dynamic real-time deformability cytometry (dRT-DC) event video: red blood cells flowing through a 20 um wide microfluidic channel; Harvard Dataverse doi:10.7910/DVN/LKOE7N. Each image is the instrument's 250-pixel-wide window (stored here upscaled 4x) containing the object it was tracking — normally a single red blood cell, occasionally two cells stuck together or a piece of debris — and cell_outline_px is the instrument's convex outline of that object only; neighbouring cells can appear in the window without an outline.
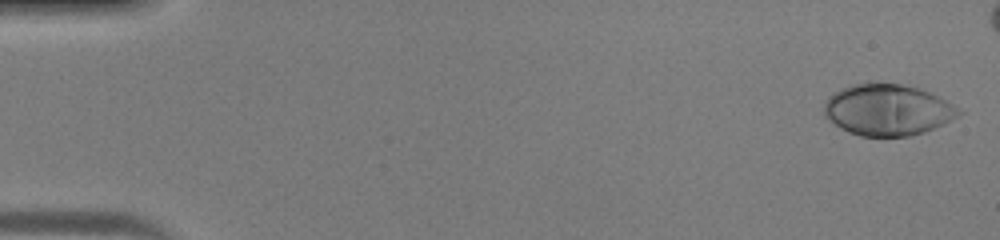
{"species": "human", "species_latin": "Homo sapiens", "temperature_condition": "warm", "stored_images_in_passage": 8, "camera_frame_rate_fps": 3000, "um_per_image_px": 0.085, "donor": {"sex": "male"}, "frame": {"image": 1, "passage_image": 1, "time_ms": 0.0, "image_size_px": [1000, 240], "cell_outline_px": [[964, 112], [944, 124], [924, 132], [908, 136], [860, 136], [848, 132], [840, 128], [824, 116], [824, 100], [832, 92], [852, 84], [872, 80], [900, 84], [920, 88], [952, 104]], "centroid_in_image_um": [75.39, 9.31], "position_along_channel_um": 9.6, "area_um2": 40.75}}